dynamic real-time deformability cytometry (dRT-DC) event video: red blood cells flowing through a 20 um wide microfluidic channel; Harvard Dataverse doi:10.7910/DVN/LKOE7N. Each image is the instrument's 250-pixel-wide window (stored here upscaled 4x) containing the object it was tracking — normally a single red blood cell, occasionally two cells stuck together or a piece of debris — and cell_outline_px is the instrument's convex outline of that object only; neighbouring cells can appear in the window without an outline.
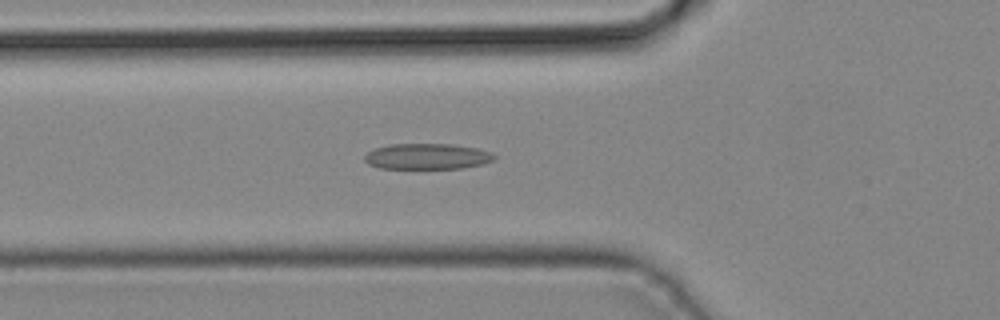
{"species": "common noctule bat (a hibernating species)", "species_latin": "Nyctalus noctula", "temperature_condition": "cold", "stored_images_in_passage": 37, "camera_frame_rate_fps": 3000, "um_per_image_px": 0.085, "animal": {"sex": "male", "body_mass_g": 19.2, "forearm_length_mm": 51.8}, "frame": {"image": 1, "passage_image": 10, "time_ms": 3.0, "image_size_px": [1000, 320], "cell_outline_px": [[496, 156], [492, 160], [480, 164], [460, 168], [380, 168], [368, 164], [364, 160], [364, 156], [368, 152], [376, 148], [388, 144], [452, 144], [476, 148], [492, 152]], "centroid_in_image_um": [36.28, 13.29], "position_along_channel_um": 89.5, "area_um2": 19.31}}
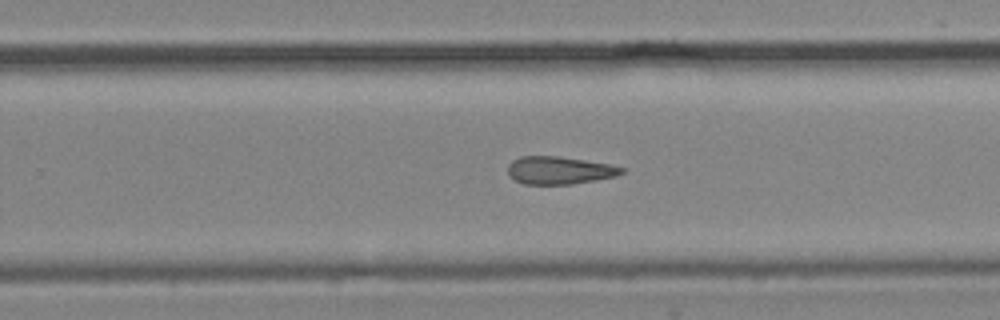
{"frame": {"image": 2, "passage_image": 22, "time_ms": 7.0, "image_size_px": [1000, 320], "cell_outline_px": [[624, 172], [616, 176], [596, 180], [572, 184], [524, 184], [512, 180], [508, 176], [508, 164], [512, 160], [520, 156], [556, 156], [584, 160], [608, 164], [624, 168]], "centroid_in_image_um": [47.49, 14.48], "position_along_channel_um": 282.3, "area_um2": 18.44}}
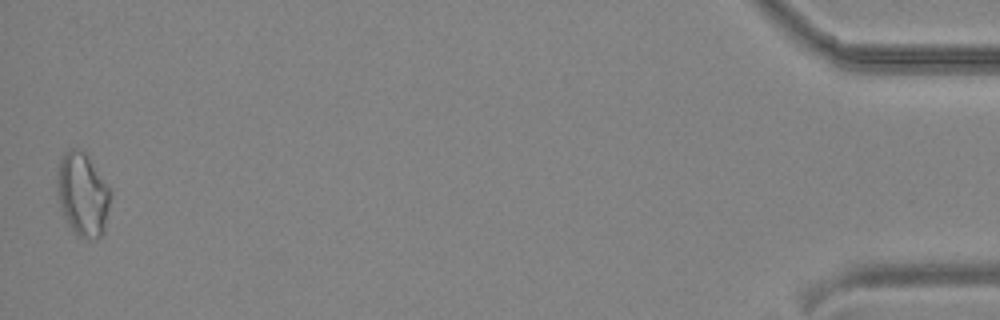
{"frame": {"image": 3, "passage_image": 37, "time_ms": 12.0, "image_size_px": [1000, 320], "cell_outline_px": [[112, 192], [104, 232], [96, 240], [88, 240], [80, 236], [72, 228], [60, 204], [56, 180], [56, 172], [60, 160], [64, 152], [72, 148], [84, 152]], "centroid_in_image_um": [7.04, 16.53], "position_along_channel_um": 428.2, "area_um2": 25.43}}